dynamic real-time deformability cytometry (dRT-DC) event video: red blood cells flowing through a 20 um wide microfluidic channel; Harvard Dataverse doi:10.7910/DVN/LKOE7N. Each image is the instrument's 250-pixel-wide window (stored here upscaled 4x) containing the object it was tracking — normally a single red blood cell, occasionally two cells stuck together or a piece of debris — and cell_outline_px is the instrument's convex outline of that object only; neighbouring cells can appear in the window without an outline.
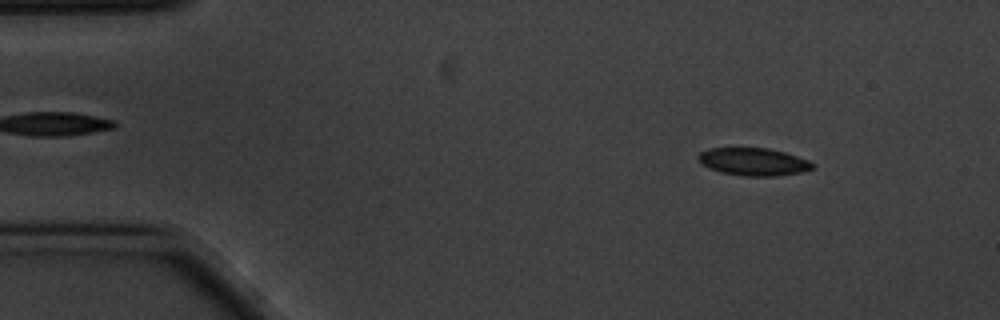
{"species": "common noctule bat (a hibernating species)", "species_latin": "Nyctalus noctula", "temperature_condition": "cold", "stored_images_in_passage": 56, "camera_frame_rate_fps": 3000, "um_per_image_px": 0.085, "animal": {"sex": "male", "body_mass_g": 20.1, "forearm_length_mm": 53.5}, "frame": {"image": 1, "passage_image": 6, "time_ms": 1.667, "image_size_px": [1000, 320], "cell_outline_px": [[816, 168], [800, 172], [776, 176], [744, 176], [720, 172], [708, 168], [700, 164], [696, 160], [696, 156], [700, 152], [708, 148], [768, 148], [784, 152], [808, 160], [816, 164]], "centroid_in_image_um": [64.0, 13.75], "position_along_channel_um": 21.0, "area_um2": 18.67}}
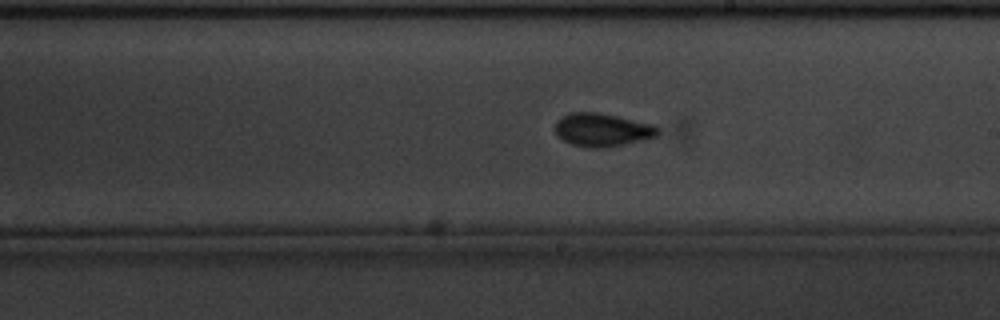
{"frame": {"image": 2, "passage_image": 31, "time_ms": 10.0, "image_size_px": [1000, 320], "cell_outline_px": [[660, 132], [656, 136], [644, 140], [608, 148], [588, 148], [572, 144], [556, 136], [556, 120], [560, 116], [572, 112], [600, 112], [656, 124], [660, 128]], "centroid_in_image_um": [51.23, 11.03], "position_along_channel_um": 237.8, "area_um2": 20.4}}
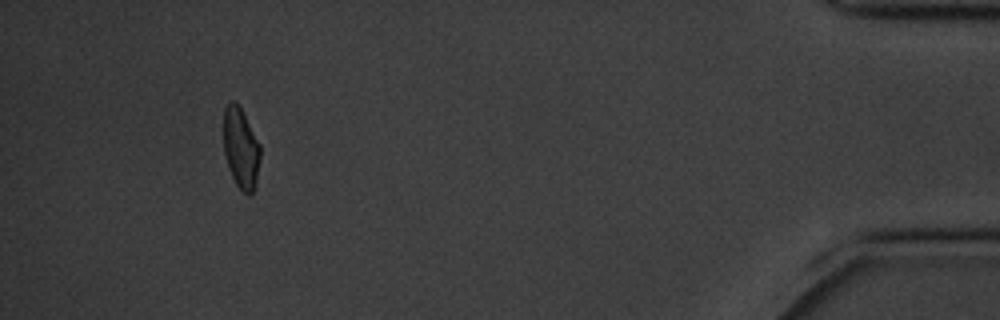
{"frame": {"image": 3, "passage_image": 52, "time_ms": 17.0, "image_size_px": [1000, 320], "cell_outline_px": [[260, 160], [256, 188], [252, 196], [248, 196], [240, 192], [228, 168], [224, 152], [224, 108], [232, 100], [240, 108], [260, 144]], "centroid_in_image_um": [20.49, 12.71], "position_along_channel_um": 414.7, "area_um2": 17.46}, "authors_computed_cell_mechanics": {"area_um2": 18.7272, "velocity_mm_per_s": 3.4847, "shape_relaxation_time_tau1_ms": 2.897, "shape_relaxation_time_tau2_ms": 1.8718, "deformation_change_tau1": 0.0998, "deformation_change_tau2": 0.0634}}